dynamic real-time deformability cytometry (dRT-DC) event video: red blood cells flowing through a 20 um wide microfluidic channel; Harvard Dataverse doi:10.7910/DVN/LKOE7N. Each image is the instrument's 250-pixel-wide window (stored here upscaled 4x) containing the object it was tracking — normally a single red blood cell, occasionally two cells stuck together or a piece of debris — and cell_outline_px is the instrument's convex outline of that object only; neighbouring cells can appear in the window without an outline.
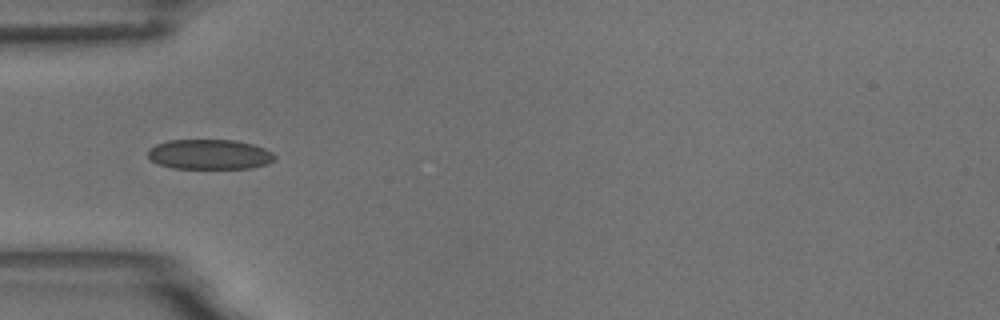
{"species": "common noctule bat (a hibernating species)", "species_latin": "Nyctalus noctula", "temperature_condition": "room temperature", "stored_images_in_passage": 15, "camera_frame_rate_fps": 3000, "um_per_image_px": 0.085, "animal": {"sex": "male", "body_mass_g": 18.8}, "frame": {"image": 1, "passage_image": 3, "time_ms": 0.667, "image_size_px": [1000, 320], "cell_outline_px": [[276, 160], [268, 164], [252, 168], [172, 168], [160, 164], [152, 160], [148, 156], [148, 148], [156, 144], [168, 140], [236, 140], [252, 144], [264, 148], [272, 152], [276, 156]], "centroid_in_image_um": [17.84, 13.12], "position_along_channel_um": 67.2, "area_um2": 22.25}}
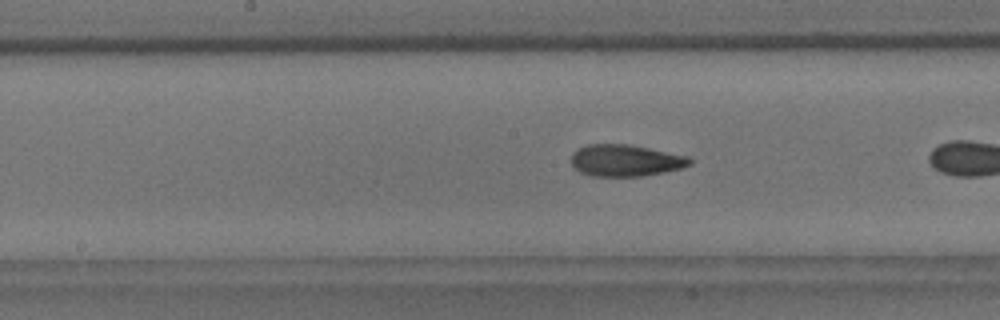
{"frame": {"image": 2, "passage_image": 11, "time_ms": 3.333, "image_size_px": [1000, 320], "cell_outline_px": [[692, 164], [680, 168], [664, 172], [640, 176], [588, 176], [580, 172], [572, 164], [572, 152], [588, 144], [628, 144], [688, 156], [692, 160]], "centroid_in_image_um": [53.16, 13.64], "position_along_channel_um": 195.0, "area_um2": 21.79}}